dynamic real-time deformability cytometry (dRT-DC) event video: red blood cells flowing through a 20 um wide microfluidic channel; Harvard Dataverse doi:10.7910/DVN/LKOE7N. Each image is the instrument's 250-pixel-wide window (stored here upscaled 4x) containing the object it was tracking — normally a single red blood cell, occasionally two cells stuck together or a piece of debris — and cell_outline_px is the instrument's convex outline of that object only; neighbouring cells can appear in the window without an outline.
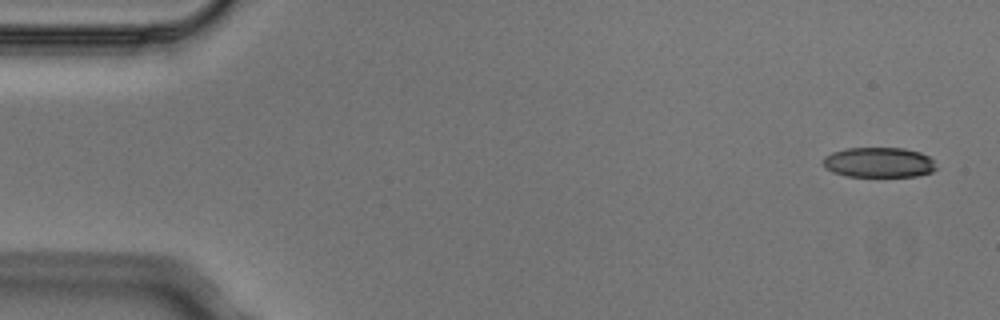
{"species": "Egyptian fruit bat (a non-hibernating species)", "species_latin": "Rousettus aegyptiacus", "temperature_condition": "cold", "stored_images_in_passage": 7, "camera_frame_rate_fps": 3000, "um_per_image_px": 0.085, "animal": {"sex": "male"}, "frame": {"image": 1, "passage_image": 1, "time_ms": 0.0, "image_size_px": [1000, 320], "cell_outline_px": [[936, 168], [932, 172], [916, 176], [848, 176], [832, 172], [824, 168], [824, 156], [832, 152], [848, 148], [904, 148], [920, 152], [928, 156], [932, 160]], "centroid_in_image_um": [74.68, 13.8], "position_along_channel_um": 10.3, "area_um2": 19.77}}
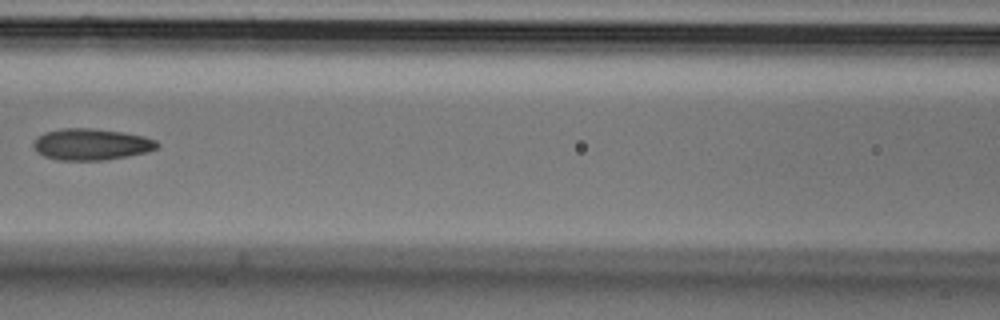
{"frame": {"image": 2, "passage_image": 6, "time_ms": 1.667, "image_size_px": [1000, 320], "cell_outline_px": [[160, 144], [156, 148], [148, 152], [128, 156], [104, 160], [56, 160], [44, 156], [36, 152], [32, 144], [36, 136], [44, 132], [60, 128], [92, 128], [124, 132], [144, 136], [156, 140]], "centroid_in_image_um": [7.73, 12.26], "position_along_channel_um": 158.9, "area_um2": 23.0}}
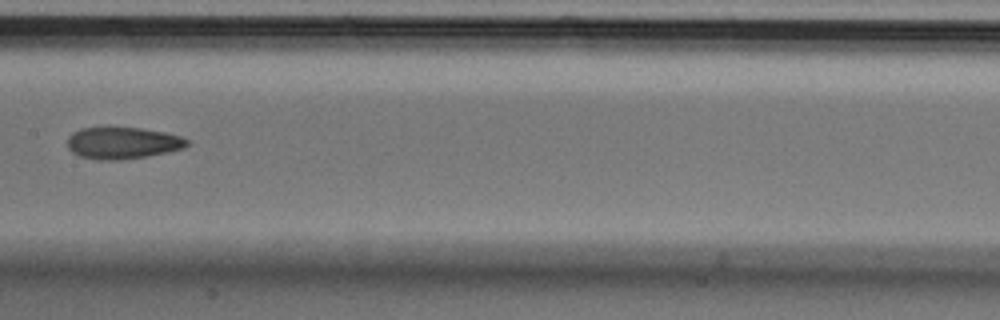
{"frame": {"image": 3, "passage_image": 7, "time_ms": 2.0, "image_size_px": [1000, 320], "cell_outline_px": [[188, 144], [184, 148], [148, 156], [120, 160], [96, 160], [80, 156], [72, 152], [68, 148], [68, 136], [72, 132], [80, 128], [108, 124], [140, 128], [164, 132], [180, 136], [188, 140]], "centroid_in_image_um": [10.36, 12.11], "position_along_channel_um": 197.0, "area_um2": 22.95}}